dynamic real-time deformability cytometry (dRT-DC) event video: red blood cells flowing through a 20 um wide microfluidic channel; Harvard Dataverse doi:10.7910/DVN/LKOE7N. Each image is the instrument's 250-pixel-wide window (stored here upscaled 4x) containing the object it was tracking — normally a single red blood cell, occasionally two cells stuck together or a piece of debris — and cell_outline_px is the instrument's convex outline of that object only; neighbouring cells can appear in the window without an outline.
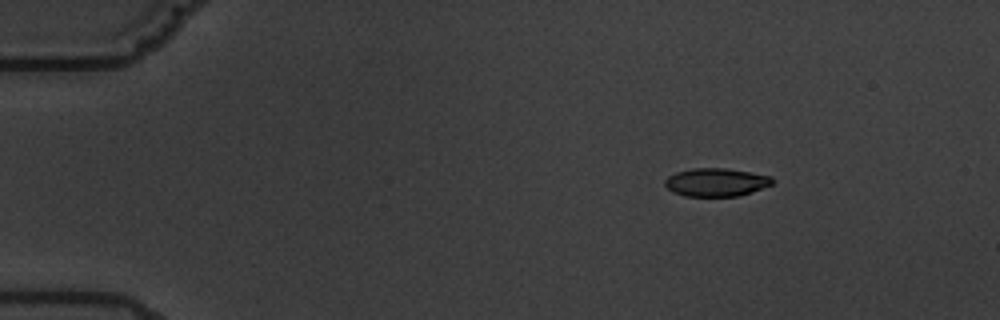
{"species": "common noctule bat (a hibernating species)", "species_latin": "Nyctalus noctula", "temperature_condition": "warm", "stored_images_in_passage": 12, "camera_frame_rate_fps": 3000, "um_per_image_px": 0.085, "animal": {"sex": "male", "body_mass_g": 19.5, "forearm_length_mm": 54.6}, "frame": {"image": 1, "passage_image": 3, "time_ms": 2.0, "image_size_px": [1000, 320], "cell_outline_px": [[776, 180], [772, 184], [752, 192], [736, 196], [684, 196], [672, 192], [664, 184], [664, 180], [668, 176], [676, 172], [692, 168], [724, 168], [772, 176]], "centroid_in_image_um": [60.86, 15.49], "position_along_channel_um": 24.1, "area_um2": 17.69}}